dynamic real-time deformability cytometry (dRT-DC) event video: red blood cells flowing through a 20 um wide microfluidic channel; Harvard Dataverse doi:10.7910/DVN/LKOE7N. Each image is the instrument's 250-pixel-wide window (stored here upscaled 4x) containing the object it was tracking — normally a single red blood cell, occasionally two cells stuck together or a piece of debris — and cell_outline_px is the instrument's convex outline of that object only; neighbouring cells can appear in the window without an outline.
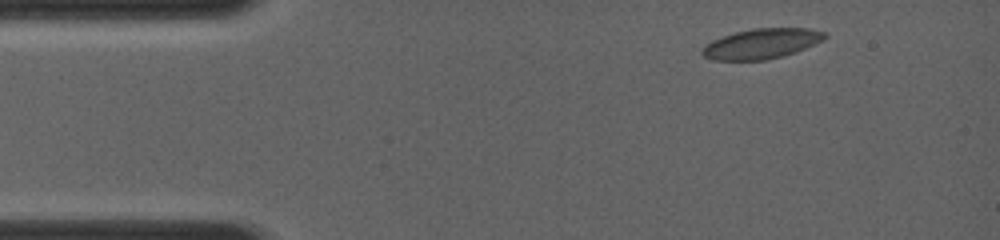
{"species": "common noctule bat (a hibernating species)", "species_latin": "Nyctalus noctula", "temperature_condition": "room temperature", "stored_images_in_passage": 3, "camera_frame_rate_fps": 4000, "um_per_image_px": 0.085, "animal": {"sex": "female", "body_mass_g": 19.0, "forearm_length_mm": 56.7}, "frame": {"image": 1, "passage_image": 1, "time_ms": 0.0, "image_size_px": [1000, 240], "cell_outline_px": [[828, 36], [824, 40], [796, 52], [764, 60], [712, 60], [704, 56], [700, 52], [712, 40], [736, 32], [752, 28], [808, 28], [824, 32]], "centroid_in_image_um": [64.76, 3.71], "position_along_channel_um": 20.2, "area_um2": 21.33}}